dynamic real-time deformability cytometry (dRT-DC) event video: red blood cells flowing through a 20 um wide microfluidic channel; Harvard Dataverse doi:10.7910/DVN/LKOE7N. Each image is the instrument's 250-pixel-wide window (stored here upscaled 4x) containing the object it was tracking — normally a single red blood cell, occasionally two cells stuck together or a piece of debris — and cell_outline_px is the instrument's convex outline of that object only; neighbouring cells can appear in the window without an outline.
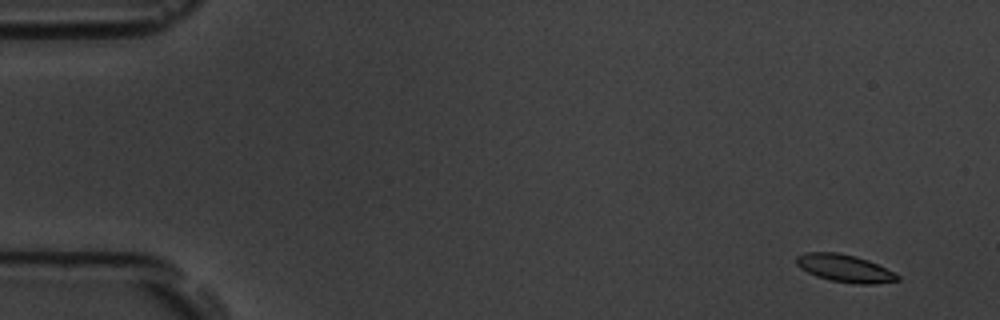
{"species": "common noctule bat (a hibernating species)", "species_latin": "Nyctalus noctula", "temperature_condition": "room temperature", "stored_images_in_passage": 6, "camera_frame_rate_fps": 3000, "um_per_image_px": 0.085, "animal": {"sex": "male", "body_mass_g": 19.5, "forearm_length_mm": 54.6}, "frame": {"image": 1, "passage_image": 1, "time_ms": 0.0, "image_size_px": [1000, 320], "cell_outline_px": [[900, 280], [872, 284], [860, 284], [828, 280], [816, 276], [800, 268], [796, 264], [796, 256], [804, 252], [840, 252], [856, 256], [868, 260], [900, 276]], "centroid_in_image_um": [71.75, 22.79], "position_along_channel_um": 13.2, "area_um2": 16.18}}